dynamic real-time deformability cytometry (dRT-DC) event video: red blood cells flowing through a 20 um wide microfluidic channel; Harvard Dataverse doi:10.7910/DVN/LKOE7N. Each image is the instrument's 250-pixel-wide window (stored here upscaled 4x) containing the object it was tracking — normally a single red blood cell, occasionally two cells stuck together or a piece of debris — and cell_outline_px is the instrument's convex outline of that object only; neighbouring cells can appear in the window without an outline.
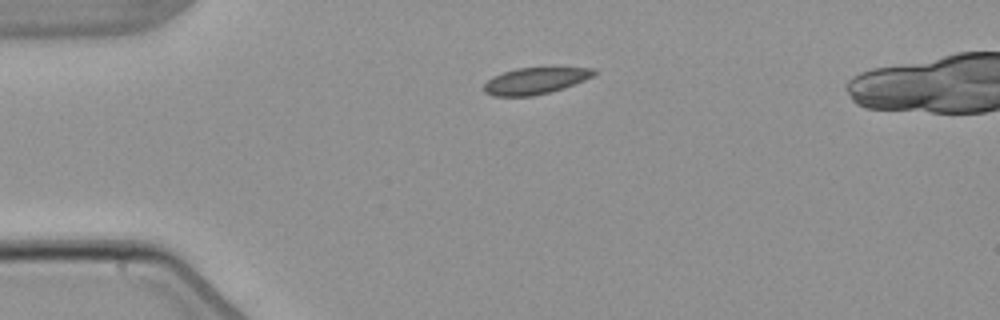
{"species": "common noctule bat (a hibernating species)", "species_latin": "Nyctalus noctula", "temperature_condition": "warm", "stored_images_in_passage": 2, "camera_frame_rate_fps": 3000, "um_per_image_px": 0.085, "animal": {"sex": "male", "body_mass_g": 21.5, "forearm_length_mm": 52.0}, "frame": {"image": 1, "passage_image": 1, "time_ms": 0.0, "image_size_px": [1000, 320], "cell_outline_px": [[600, 72], [584, 80], [564, 88], [552, 92], [532, 96], [492, 96], [484, 92], [484, 84], [492, 76], [516, 68], [596, 68]], "centroid_in_image_um": [45.5, 6.87], "position_along_channel_um": 39.5, "area_um2": 17.05}}